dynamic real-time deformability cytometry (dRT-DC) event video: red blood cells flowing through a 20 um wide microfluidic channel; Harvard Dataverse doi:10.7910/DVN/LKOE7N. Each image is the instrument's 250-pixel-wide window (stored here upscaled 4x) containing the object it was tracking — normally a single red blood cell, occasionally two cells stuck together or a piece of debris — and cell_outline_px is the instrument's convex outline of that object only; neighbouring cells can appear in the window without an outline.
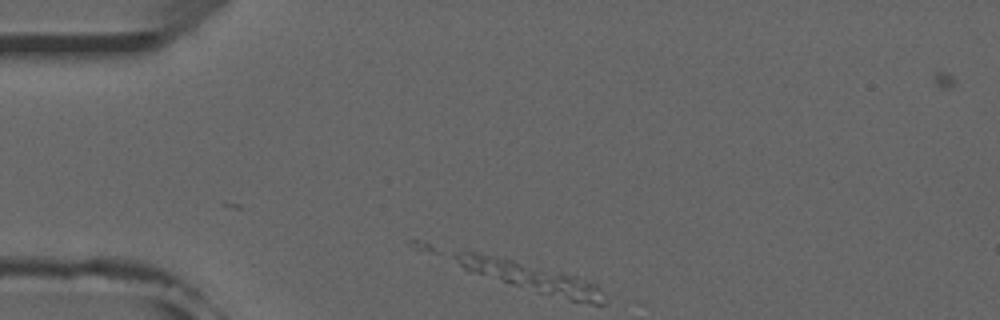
{"species": "common noctule bat (a hibernating species)", "species_latin": "Nyctalus noctula", "temperature_condition": "room temperature", "stored_images_in_passage": 2, "camera_frame_rate_fps": 3000, "um_per_image_px": 0.085, "animal": {"sex": "male", "forearm_length_mm": 52.5}, "frame": {"image": 1, "passage_image": 2, "time_ms": 0.333, "image_size_px": [1000, 320], "cell_outline_px": [[604, 304], [592, 304], [568, 300], [536, 292], [468, 272], [452, 256], [452, 252], [476, 252], [512, 260], [560, 272], [596, 284], [600, 288]], "centroid_in_image_um": [45.09, 23.58], "position_along_channel_um": 39.9, "area_um2": 24.57}}